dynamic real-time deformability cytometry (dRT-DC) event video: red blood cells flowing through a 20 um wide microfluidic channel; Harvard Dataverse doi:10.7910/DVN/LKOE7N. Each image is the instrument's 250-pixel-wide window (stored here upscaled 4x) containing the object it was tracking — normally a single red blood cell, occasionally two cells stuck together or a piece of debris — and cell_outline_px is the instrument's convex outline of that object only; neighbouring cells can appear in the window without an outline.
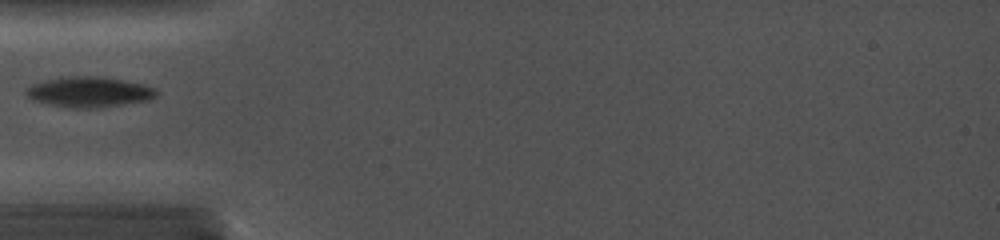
{"species": "common noctule bat (a hibernating species)", "species_latin": "Nyctalus noctula", "temperature_condition": "cold", "stored_images_in_passage": 12, "camera_frame_rate_fps": 5000, "um_per_image_px": 0.085, "animal": {"sex": "female", "body_mass_g": 19.0, "forearm_length_mm": 56.7}, "frame": {"image": 1, "passage_image": 1, "time_ms": 0.0, "image_size_px": [1000, 240], "cell_outline_px": [[156, 96], [144, 100], [116, 104], [56, 104], [40, 100], [28, 96], [24, 92], [32, 84], [44, 80], [68, 76], [100, 76], [124, 80], [144, 84], [156, 88]], "centroid_in_image_um": [7.62, 7.71], "position_along_channel_um": 77.4, "area_um2": 21.1}}